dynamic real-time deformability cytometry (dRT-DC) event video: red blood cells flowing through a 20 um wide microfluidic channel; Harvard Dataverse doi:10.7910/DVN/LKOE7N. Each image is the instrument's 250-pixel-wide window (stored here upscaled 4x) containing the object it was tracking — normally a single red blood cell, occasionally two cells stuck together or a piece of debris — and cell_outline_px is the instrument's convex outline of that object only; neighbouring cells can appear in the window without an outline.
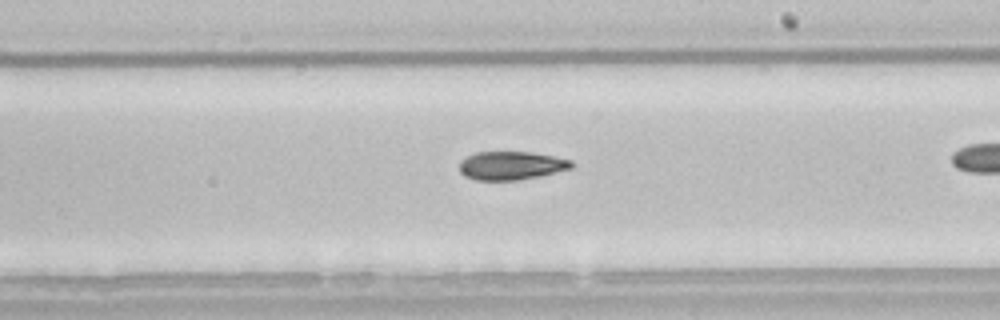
{"species": "common noctule bat (a hibernating species)", "species_latin": "Nyctalus noctula", "temperature_condition": "room temperature", "stored_images_in_passage": 39, "camera_frame_rate_fps": 3000, "um_per_image_px": 0.085, "animal": {"sex": "male", "body_mass_g": 21.5, "forearm_length_mm": 52.0}, "frame": {"image": 1, "passage_image": 28, "time_ms": 9.0, "image_size_px": [1000, 320], "cell_outline_px": [[576, 164], [572, 168], [556, 172], [516, 180], [476, 180], [464, 176], [460, 172], [460, 160], [476, 152], [532, 152], [572, 160]], "centroid_in_image_um": [43.45, 14.07], "position_along_channel_um": 245.5, "area_um2": 18.5}}